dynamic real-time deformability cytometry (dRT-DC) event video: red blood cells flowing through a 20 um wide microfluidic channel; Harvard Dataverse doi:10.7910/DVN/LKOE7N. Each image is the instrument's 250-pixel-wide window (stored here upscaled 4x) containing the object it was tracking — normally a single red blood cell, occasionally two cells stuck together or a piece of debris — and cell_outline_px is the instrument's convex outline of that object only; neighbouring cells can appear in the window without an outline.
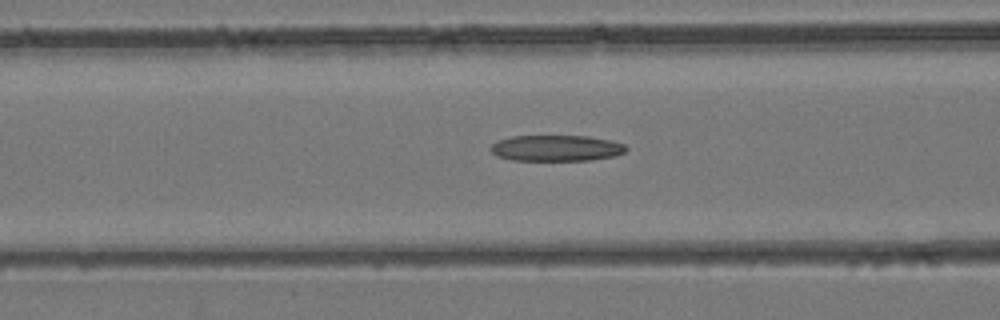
{"species": "common noctule bat (a hibernating species)", "species_latin": "Nyctalus noctula", "temperature_condition": "room temperature", "stored_images_in_passage": 43, "camera_frame_rate_fps": 3000, "um_per_image_px": 0.085, "animal": {"sex": "female", "body_mass_g": 24.6, "forearm_length_mm": 56.2}, "frame": {"image": 1, "passage_image": 18, "time_ms": 5.667, "image_size_px": [1000, 320], "cell_outline_px": [[628, 148], [624, 152], [616, 156], [588, 160], [512, 160], [496, 156], [488, 148], [496, 140], [512, 136], [588, 136], [608, 140], [624, 144]], "centroid_in_image_um": [47.24, 12.59], "position_along_channel_um": 119.4, "area_um2": 20.58}}
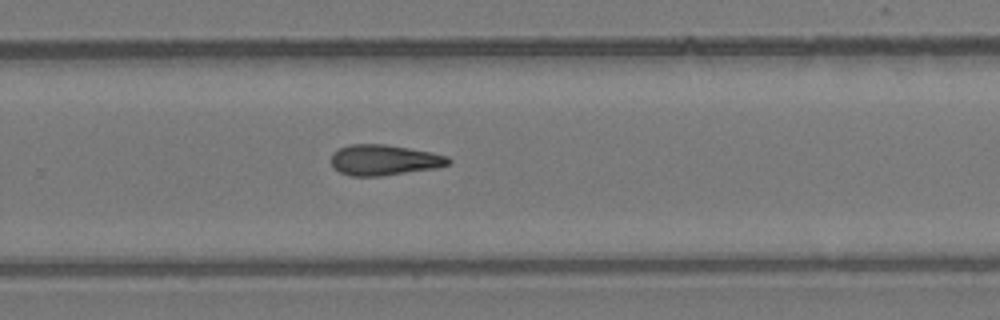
{"frame": {"image": 2, "passage_image": 29, "time_ms": 9.333, "image_size_px": [1000, 320], "cell_outline_px": [[452, 160], [448, 164], [436, 168], [384, 176], [348, 176], [340, 172], [332, 164], [332, 152], [348, 144], [384, 144], [432, 152], [448, 156]], "centroid_in_image_um": [32.66, 13.6], "position_along_channel_um": 297.1, "area_um2": 20.98}}
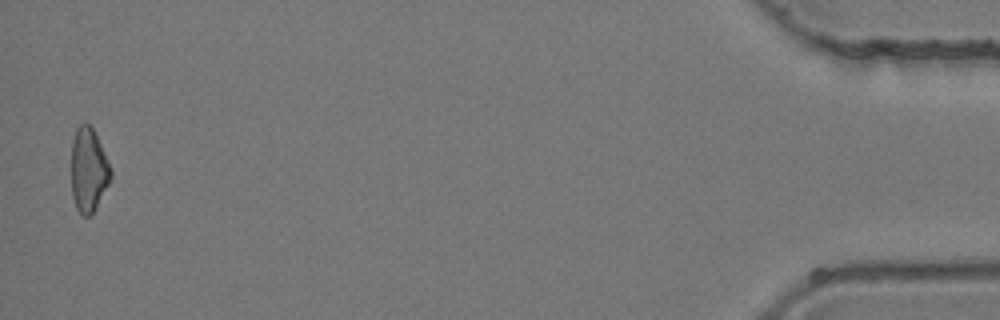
{"frame": {"image": 3, "passage_image": 43, "time_ms": 14.0, "image_size_px": [1000, 320], "cell_outline_px": [[112, 176], [92, 216], [80, 216], [76, 208], [72, 196], [72, 140], [76, 128], [84, 120], [92, 128], [100, 144], [112, 172]], "centroid_in_image_um": [7.51, 14.48], "position_along_channel_um": 427.7, "area_um2": 19.25}}